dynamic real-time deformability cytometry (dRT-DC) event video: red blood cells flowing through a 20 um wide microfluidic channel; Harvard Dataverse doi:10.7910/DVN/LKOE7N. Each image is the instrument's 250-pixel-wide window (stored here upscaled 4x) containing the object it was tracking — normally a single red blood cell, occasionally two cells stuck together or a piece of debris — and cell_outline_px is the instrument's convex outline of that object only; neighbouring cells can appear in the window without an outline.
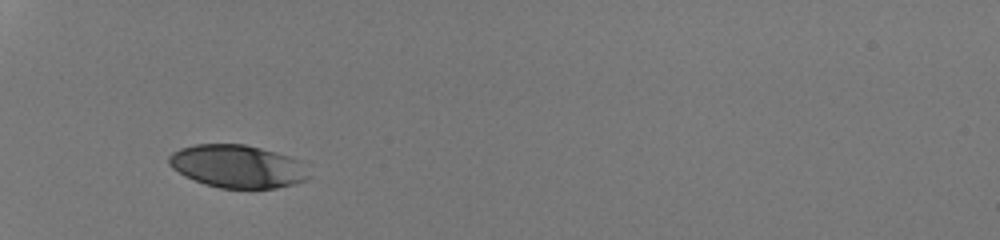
{"species": "human", "species_latin": "Homo sapiens", "temperature_condition": "room temperature", "stored_images_in_passage": 27, "camera_frame_rate_fps": 3000, "um_per_image_px": 0.085, "donor": {"sex": "male"}, "frame": {"image": 1, "passage_image": 1, "time_ms": 0.0, "image_size_px": [1000, 240], "cell_outline_px": [[312, 176], [308, 180], [276, 188], [220, 188], [204, 184], [184, 176], [172, 168], [168, 164], [168, 156], [172, 152], [180, 148], [196, 144], [244, 144], [260, 148], [288, 156], [300, 160]], "centroid_in_image_um": [20.18, 14.14], "position_along_channel_um": 64.8, "area_um2": 35.14}}
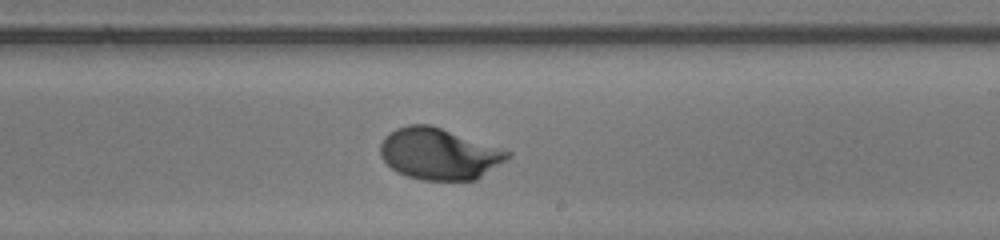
{"frame": {"image": 2, "passage_image": 16, "time_ms": 5.0, "image_size_px": [1000, 240], "cell_outline_px": [[512, 156], [476, 180], [420, 180], [396, 172], [380, 156], [380, 144], [384, 136], [388, 132], [396, 128], [408, 124], [432, 124], [512, 152]], "centroid_in_image_um": [37.3, 13.06], "position_along_channel_um": 251.7, "area_um2": 38.38}}
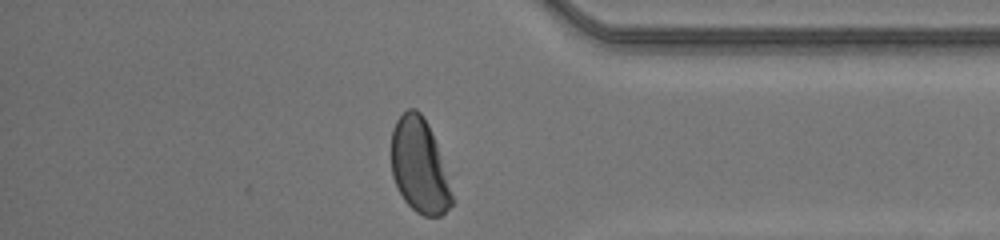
{"frame": {"image": 3, "passage_image": 27, "time_ms": 8.667, "image_size_px": [1000, 240], "cell_outline_px": [[452, 204], [440, 216], [424, 216], [416, 212], [404, 200], [392, 176], [392, 128], [396, 120], [408, 108], [416, 108], [420, 112], [428, 124], [436, 144], [452, 196]], "centroid_in_image_um": [35.61, 14.09], "position_along_channel_um": 399.6, "area_um2": 32.6}, "authors_computed_cell_mechanics": {"area_um2": 37.2232, "velocity_mm_per_s": 4.1883, "shape_relaxation_time_tau1_ms": 2.616, "shape_relaxation_time_tau2_ms": null, "deformation_change_tau1": 0.1666, "deformation_change_tau2": null}}